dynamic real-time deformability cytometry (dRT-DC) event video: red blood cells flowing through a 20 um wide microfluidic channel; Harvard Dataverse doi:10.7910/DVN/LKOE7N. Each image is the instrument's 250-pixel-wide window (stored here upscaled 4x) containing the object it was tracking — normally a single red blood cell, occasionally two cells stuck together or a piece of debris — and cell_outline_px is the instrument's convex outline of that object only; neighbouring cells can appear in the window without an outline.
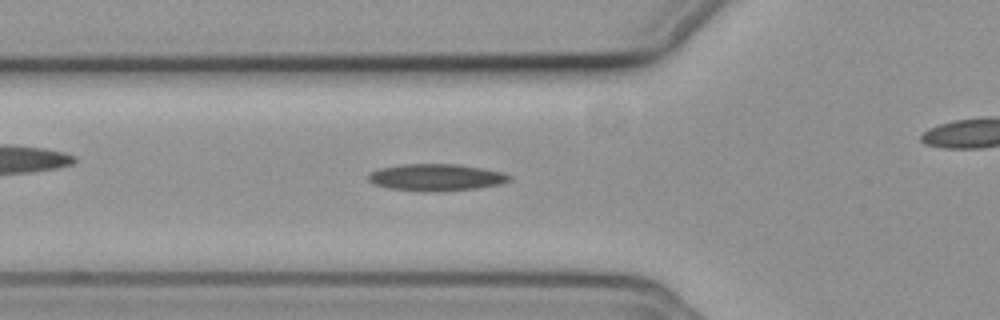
{"species": "common noctule bat (a hibernating species)", "species_latin": "Nyctalus noctula", "temperature_condition": "cold", "stored_images_in_passage": 45, "camera_frame_rate_fps": 3000, "um_per_image_px": 0.085, "animal": {"sex": "female", "body_mass_g": 19.3, "forearm_length_mm": 54.1}, "frame": {"image": 1, "passage_image": 19, "time_ms": 6.0, "image_size_px": [1000, 320], "cell_outline_px": [[512, 180], [500, 184], [476, 188], [444, 192], [424, 192], [388, 188], [372, 184], [368, 180], [368, 172], [380, 168], [400, 164], [456, 164], [504, 172], [512, 176]], "centroid_in_image_um": [37.05, 15.09], "position_along_channel_um": 88.8, "area_um2": 22.48}}
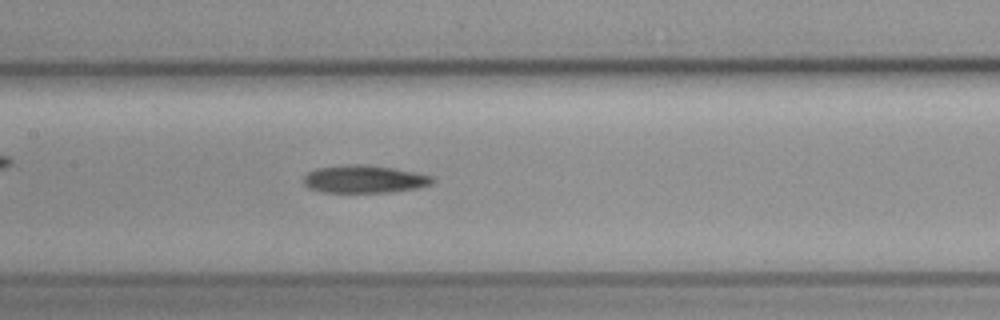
{"frame": {"image": 2, "passage_image": 26, "time_ms": 8.333, "image_size_px": [1000, 320], "cell_outline_px": [[436, 180], [432, 184], [416, 188], [392, 192], [324, 192], [308, 188], [304, 184], [304, 176], [308, 172], [316, 168], [348, 164], [356, 164], [392, 168], [416, 172], [436, 176]], "centroid_in_image_um": [31.0, 15.23], "position_along_channel_um": 176.4, "area_um2": 20.87}}
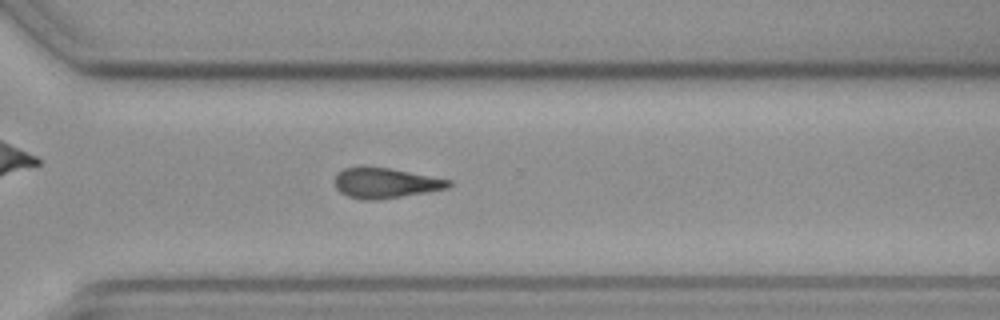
{"frame": {"image": 3, "passage_image": 39, "time_ms": 12.667, "image_size_px": [1000, 320], "cell_outline_px": [[452, 184], [448, 188], [428, 192], [376, 200], [364, 200], [348, 196], [340, 192], [336, 188], [332, 180], [336, 172], [344, 168], [364, 164], [392, 168], [452, 180]], "centroid_in_image_um": [32.7, 15.52], "position_along_channel_um": 337.9, "area_um2": 20.81}}